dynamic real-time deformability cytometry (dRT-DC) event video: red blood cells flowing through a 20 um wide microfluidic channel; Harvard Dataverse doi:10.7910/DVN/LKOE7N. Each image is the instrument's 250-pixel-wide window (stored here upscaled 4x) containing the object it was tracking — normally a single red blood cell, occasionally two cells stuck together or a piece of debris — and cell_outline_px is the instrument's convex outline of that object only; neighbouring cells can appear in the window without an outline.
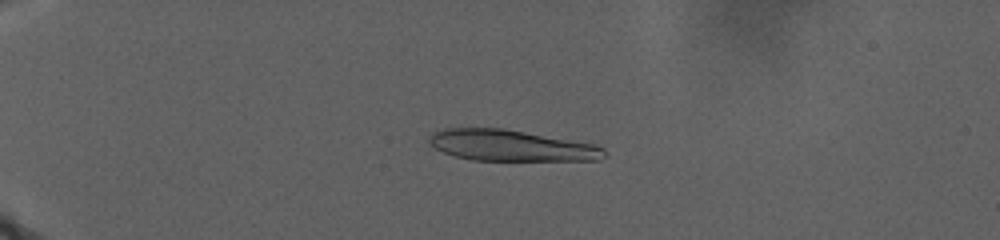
{"species": "human", "species_latin": "Homo sapiens", "temperature_condition": "warm", "stored_images_in_passage": 103, "camera_frame_rate_fps": 3000, "um_per_image_px": 0.085, "donor": {"sex": "male"}, "frame": {"image": 1, "passage_image": 42, "time_ms": 10.333, "image_size_px": [1000, 240], "cell_outline_px": [[604, 156], [600, 160], [472, 160], [456, 156], [444, 152], [428, 144], [428, 136], [432, 132], [444, 128], [504, 128], [596, 144], [604, 148]], "centroid_in_image_um": [43.41, 12.36], "position_along_channel_um": 41.6, "area_um2": 31.79}}
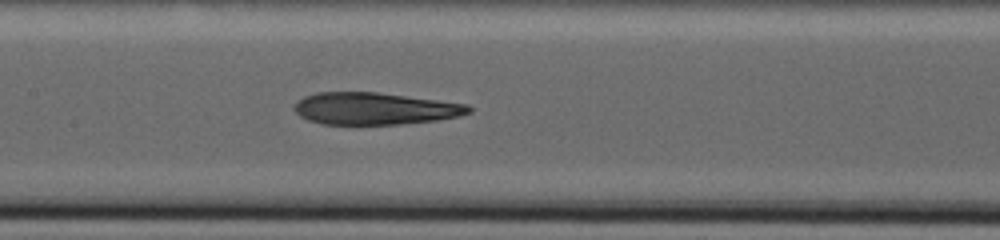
{"frame": {"image": 2, "passage_image": 76, "time_ms": 20.667, "image_size_px": [1000, 240], "cell_outline_px": [[472, 112], [460, 116], [440, 120], [400, 124], [320, 124], [308, 120], [300, 116], [292, 108], [296, 100], [304, 96], [316, 92], [376, 92], [468, 104], [472, 108]], "centroid_in_image_um": [31.84, 9.23], "position_along_channel_um": 175.6, "area_um2": 32.83}}
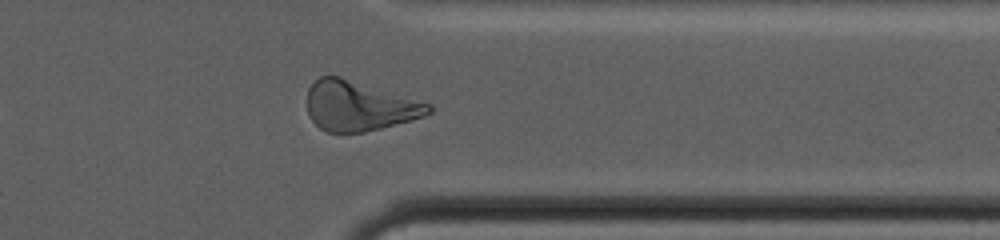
{"frame": {"image": 3, "passage_image": 93, "time_ms": 31.0, "image_size_px": [1000, 240], "cell_outline_px": [[432, 112], [424, 116], [412, 120], [364, 132], [328, 132], [320, 128], [312, 120], [308, 112], [308, 88], [320, 76], [340, 76], [432, 104]], "centroid_in_image_um": [30.54, 9.01], "position_along_channel_um": 380.9, "area_um2": 34.97}}